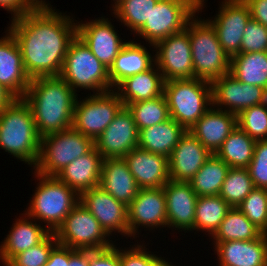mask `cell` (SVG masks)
Returning a JSON list of instances; mask_svg holds the SVG:
<instances>
[{
	"label": "cell",
	"instance_id": "6da1fadb",
	"mask_svg": "<svg viewBox=\"0 0 267 266\" xmlns=\"http://www.w3.org/2000/svg\"><path fill=\"white\" fill-rule=\"evenodd\" d=\"M64 14L44 0L34 10L11 19L7 29L17 40L30 79L60 75L69 45L77 35V20Z\"/></svg>",
	"mask_w": 267,
	"mask_h": 266
},
{
	"label": "cell",
	"instance_id": "7a4b0ae2",
	"mask_svg": "<svg viewBox=\"0 0 267 266\" xmlns=\"http://www.w3.org/2000/svg\"><path fill=\"white\" fill-rule=\"evenodd\" d=\"M77 95L60 75L31 79L23 99L40 137L72 128Z\"/></svg>",
	"mask_w": 267,
	"mask_h": 266
},
{
	"label": "cell",
	"instance_id": "3957f363",
	"mask_svg": "<svg viewBox=\"0 0 267 266\" xmlns=\"http://www.w3.org/2000/svg\"><path fill=\"white\" fill-rule=\"evenodd\" d=\"M0 148L34 167L40 151V136L30 106L16 98L0 112Z\"/></svg>",
	"mask_w": 267,
	"mask_h": 266
},
{
	"label": "cell",
	"instance_id": "277c9868",
	"mask_svg": "<svg viewBox=\"0 0 267 266\" xmlns=\"http://www.w3.org/2000/svg\"><path fill=\"white\" fill-rule=\"evenodd\" d=\"M40 182L30 198L25 214L36 221L44 222L50 233L64 222L72 209L80 202V195L56 176H44L34 172Z\"/></svg>",
	"mask_w": 267,
	"mask_h": 266
},
{
	"label": "cell",
	"instance_id": "5b68a950",
	"mask_svg": "<svg viewBox=\"0 0 267 266\" xmlns=\"http://www.w3.org/2000/svg\"><path fill=\"white\" fill-rule=\"evenodd\" d=\"M163 95L170 117L187 131L212 106L211 83L195 77L165 81Z\"/></svg>",
	"mask_w": 267,
	"mask_h": 266
},
{
	"label": "cell",
	"instance_id": "8992f818",
	"mask_svg": "<svg viewBox=\"0 0 267 266\" xmlns=\"http://www.w3.org/2000/svg\"><path fill=\"white\" fill-rule=\"evenodd\" d=\"M189 37L195 78L212 83L230 72V57L208 20L198 19L194 15L189 20Z\"/></svg>",
	"mask_w": 267,
	"mask_h": 266
},
{
	"label": "cell",
	"instance_id": "52a82bcc",
	"mask_svg": "<svg viewBox=\"0 0 267 266\" xmlns=\"http://www.w3.org/2000/svg\"><path fill=\"white\" fill-rule=\"evenodd\" d=\"M60 76L75 92H78L79 88L93 90V93L113 89L109 79V69L94 56L77 35L69 45Z\"/></svg>",
	"mask_w": 267,
	"mask_h": 266
},
{
	"label": "cell",
	"instance_id": "ba28073f",
	"mask_svg": "<svg viewBox=\"0 0 267 266\" xmlns=\"http://www.w3.org/2000/svg\"><path fill=\"white\" fill-rule=\"evenodd\" d=\"M94 147L93 139L73 128L42 136L33 170L40 175L56 176L74 159L89 153Z\"/></svg>",
	"mask_w": 267,
	"mask_h": 266
},
{
	"label": "cell",
	"instance_id": "9c48e42d",
	"mask_svg": "<svg viewBox=\"0 0 267 266\" xmlns=\"http://www.w3.org/2000/svg\"><path fill=\"white\" fill-rule=\"evenodd\" d=\"M204 1L206 0H158L149 19L136 35L154 47L171 34L184 30L188 21L202 12L206 6Z\"/></svg>",
	"mask_w": 267,
	"mask_h": 266
},
{
	"label": "cell",
	"instance_id": "30bf717a",
	"mask_svg": "<svg viewBox=\"0 0 267 266\" xmlns=\"http://www.w3.org/2000/svg\"><path fill=\"white\" fill-rule=\"evenodd\" d=\"M78 99L75 101L72 128L94 141L124 107L114 89Z\"/></svg>",
	"mask_w": 267,
	"mask_h": 266
},
{
	"label": "cell",
	"instance_id": "8fae6325",
	"mask_svg": "<svg viewBox=\"0 0 267 266\" xmlns=\"http://www.w3.org/2000/svg\"><path fill=\"white\" fill-rule=\"evenodd\" d=\"M59 244L79 250H103L114 245L98 220L78 203L55 231Z\"/></svg>",
	"mask_w": 267,
	"mask_h": 266
},
{
	"label": "cell",
	"instance_id": "7c38bea8",
	"mask_svg": "<svg viewBox=\"0 0 267 266\" xmlns=\"http://www.w3.org/2000/svg\"><path fill=\"white\" fill-rule=\"evenodd\" d=\"M152 48L156 51L155 64L164 81L194 78L189 21L184 30L171 34Z\"/></svg>",
	"mask_w": 267,
	"mask_h": 266
},
{
	"label": "cell",
	"instance_id": "4fadbf2b",
	"mask_svg": "<svg viewBox=\"0 0 267 266\" xmlns=\"http://www.w3.org/2000/svg\"><path fill=\"white\" fill-rule=\"evenodd\" d=\"M211 85L212 105L234 115H239L251 106L267 102L265 88L239 82L230 73L215 79Z\"/></svg>",
	"mask_w": 267,
	"mask_h": 266
},
{
	"label": "cell",
	"instance_id": "5bb4252c",
	"mask_svg": "<svg viewBox=\"0 0 267 266\" xmlns=\"http://www.w3.org/2000/svg\"><path fill=\"white\" fill-rule=\"evenodd\" d=\"M221 3L215 18L207 20L215 28L225 53L232 58L240 54L244 28L251 15L249 6L244 0H223Z\"/></svg>",
	"mask_w": 267,
	"mask_h": 266
},
{
	"label": "cell",
	"instance_id": "9a60e30c",
	"mask_svg": "<svg viewBox=\"0 0 267 266\" xmlns=\"http://www.w3.org/2000/svg\"><path fill=\"white\" fill-rule=\"evenodd\" d=\"M100 223L110 236L120 233L128 236V206L117 201L100 186L80 194V202Z\"/></svg>",
	"mask_w": 267,
	"mask_h": 266
},
{
	"label": "cell",
	"instance_id": "2e32d148",
	"mask_svg": "<svg viewBox=\"0 0 267 266\" xmlns=\"http://www.w3.org/2000/svg\"><path fill=\"white\" fill-rule=\"evenodd\" d=\"M139 226L152 229L167 227V207L162 188L139 189L128 205V237L139 234ZM138 232V234H137Z\"/></svg>",
	"mask_w": 267,
	"mask_h": 266
},
{
	"label": "cell",
	"instance_id": "e0dca14e",
	"mask_svg": "<svg viewBox=\"0 0 267 266\" xmlns=\"http://www.w3.org/2000/svg\"><path fill=\"white\" fill-rule=\"evenodd\" d=\"M77 22V36L88 46L94 56L108 69L127 42L119 37L114 26L105 17Z\"/></svg>",
	"mask_w": 267,
	"mask_h": 266
},
{
	"label": "cell",
	"instance_id": "ac0fdd59",
	"mask_svg": "<svg viewBox=\"0 0 267 266\" xmlns=\"http://www.w3.org/2000/svg\"><path fill=\"white\" fill-rule=\"evenodd\" d=\"M138 135L139 131L132 114L124 106L94 141V145L104 159L124 158L138 147Z\"/></svg>",
	"mask_w": 267,
	"mask_h": 266
},
{
	"label": "cell",
	"instance_id": "d6986e66",
	"mask_svg": "<svg viewBox=\"0 0 267 266\" xmlns=\"http://www.w3.org/2000/svg\"><path fill=\"white\" fill-rule=\"evenodd\" d=\"M211 155L200 141L186 130L168 158L170 180L189 182Z\"/></svg>",
	"mask_w": 267,
	"mask_h": 266
},
{
	"label": "cell",
	"instance_id": "ffe728a7",
	"mask_svg": "<svg viewBox=\"0 0 267 266\" xmlns=\"http://www.w3.org/2000/svg\"><path fill=\"white\" fill-rule=\"evenodd\" d=\"M167 207V227L181 231L195 230L197 194L189 182L169 180L163 187ZM187 230V231H186Z\"/></svg>",
	"mask_w": 267,
	"mask_h": 266
},
{
	"label": "cell",
	"instance_id": "44dd1931",
	"mask_svg": "<svg viewBox=\"0 0 267 266\" xmlns=\"http://www.w3.org/2000/svg\"><path fill=\"white\" fill-rule=\"evenodd\" d=\"M0 38V84L16 98H23L30 84L20 47L12 33L7 29Z\"/></svg>",
	"mask_w": 267,
	"mask_h": 266
},
{
	"label": "cell",
	"instance_id": "7402d4cb",
	"mask_svg": "<svg viewBox=\"0 0 267 266\" xmlns=\"http://www.w3.org/2000/svg\"><path fill=\"white\" fill-rule=\"evenodd\" d=\"M124 159L140 189L162 188L170 180L168 158L163 155L136 147Z\"/></svg>",
	"mask_w": 267,
	"mask_h": 266
},
{
	"label": "cell",
	"instance_id": "603a6c76",
	"mask_svg": "<svg viewBox=\"0 0 267 266\" xmlns=\"http://www.w3.org/2000/svg\"><path fill=\"white\" fill-rule=\"evenodd\" d=\"M237 127V115L215 108L213 105L191 127V132L211 153L216 154L223 141Z\"/></svg>",
	"mask_w": 267,
	"mask_h": 266
},
{
	"label": "cell",
	"instance_id": "cb8c5ba5",
	"mask_svg": "<svg viewBox=\"0 0 267 266\" xmlns=\"http://www.w3.org/2000/svg\"><path fill=\"white\" fill-rule=\"evenodd\" d=\"M219 266H267V234L246 241L218 242L214 248Z\"/></svg>",
	"mask_w": 267,
	"mask_h": 266
},
{
	"label": "cell",
	"instance_id": "d4e9b609",
	"mask_svg": "<svg viewBox=\"0 0 267 266\" xmlns=\"http://www.w3.org/2000/svg\"><path fill=\"white\" fill-rule=\"evenodd\" d=\"M15 219L7 237L0 245V260L5 266L15 255L41 243L50 232L25 213ZM24 215V216H23ZM35 223H34V222Z\"/></svg>",
	"mask_w": 267,
	"mask_h": 266
},
{
	"label": "cell",
	"instance_id": "484cf974",
	"mask_svg": "<svg viewBox=\"0 0 267 266\" xmlns=\"http://www.w3.org/2000/svg\"><path fill=\"white\" fill-rule=\"evenodd\" d=\"M103 161L94 147L89 153L74 159L56 177L80 195L100 185Z\"/></svg>",
	"mask_w": 267,
	"mask_h": 266
},
{
	"label": "cell",
	"instance_id": "4316f807",
	"mask_svg": "<svg viewBox=\"0 0 267 266\" xmlns=\"http://www.w3.org/2000/svg\"><path fill=\"white\" fill-rule=\"evenodd\" d=\"M99 186L127 206L140 189L124 158L104 159Z\"/></svg>",
	"mask_w": 267,
	"mask_h": 266
},
{
	"label": "cell",
	"instance_id": "83f0119b",
	"mask_svg": "<svg viewBox=\"0 0 267 266\" xmlns=\"http://www.w3.org/2000/svg\"><path fill=\"white\" fill-rule=\"evenodd\" d=\"M164 79L156 64L121 81L114 90L124 106L163 95Z\"/></svg>",
	"mask_w": 267,
	"mask_h": 266
},
{
	"label": "cell",
	"instance_id": "f1b7e54d",
	"mask_svg": "<svg viewBox=\"0 0 267 266\" xmlns=\"http://www.w3.org/2000/svg\"><path fill=\"white\" fill-rule=\"evenodd\" d=\"M155 64V55L135 41H128L118 53L109 69V79L113 89L127 77L147 71Z\"/></svg>",
	"mask_w": 267,
	"mask_h": 266
},
{
	"label": "cell",
	"instance_id": "f546056e",
	"mask_svg": "<svg viewBox=\"0 0 267 266\" xmlns=\"http://www.w3.org/2000/svg\"><path fill=\"white\" fill-rule=\"evenodd\" d=\"M185 132L186 130L178 122L170 118L162 123L139 130L138 147L169 158Z\"/></svg>",
	"mask_w": 267,
	"mask_h": 266
},
{
	"label": "cell",
	"instance_id": "4dcf8cb0",
	"mask_svg": "<svg viewBox=\"0 0 267 266\" xmlns=\"http://www.w3.org/2000/svg\"><path fill=\"white\" fill-rule=\"evenodd\" d=\"M239 82L267 90V51L237 54L230 58V72Z\"/></svg>",
	"mask_w": 267,
	"mask_h": 266
},
{
	"label": "cell",
	"instance_id": "1f68e13d",
	"mask_svg": "<svg viewBox=\"0 0 267 266\" xmlns=\"http://www.w3.org/2000/svg\"><path fill=\"white\" fill-rule=\"evenodd\" d=\"M229 169L223 160L212 154L189 183L198 197L219 195Z\"/></svg>",
	"mask_w": 267,
	"mask_h": 266
},
{
	"label": "cell",
	"instance_id": "d6a6232c",
	"mask_svg": "<svg viewBox=\"0 0 267 266\" xmlns=\"http://www.w3.org/2000/svg\"><path fill=\"white\" fill-rule=\"evenodd\" d=\"M262 234L263 232L249 221L238 208L231 207L212 238L215 246L218 242L257 239Z\"/></svg>",
	"mask_w": 267,
	"mask_h": 266
},
{
	"label": "cell",
	"instance_id": "836d02e7",
	"mask_svg": "<svg viewBox=\"0 0 267 266\" xmlns=\"http://www.w3.org/2000/svg\"><path fill=\"white\" fill-rule=\"evenodd\" d=\"M256 141L238 125L223 141L216 155L229 167L247 168L252 161Z\"/></svg>",
	"mask_w": 267,
	"mask_h": 266
},
{
	"label": "cell",
	"instance_id": "e575fe53",
	"mask_svg": "<svg viewBox=\"0 0 267 266\" xmlns=\"http://www.w3.org/2000/svg\"><path fill=\"white\" fill-rule=\"evenodd\" d=\"M231 206L219 195L200 196L195 206V231L208 232L211 237L219 228Z\"/></svg>",
	"mask_w": 267,
	"mask_h": 266
},
{
	"label": "cell",
	"instance_id": "d590c367",
	"mask_svg": "<svg viewBox=\"0 0 267 266\" xmlns=\"http://www.w3.org/2000/svg\"><path fill=\"white\" fill-rule=\"evenodd\" d=\"M132 114L138 131L170 119V112L164 95L125 105Z\"/></svg>",
	"mask_w": 267,
	"mask_h": 266
},
{
	"label": "cell",
	"instance_id": "8d00e7d4",
	"mask_svg": "<svg viewBox=\"0 0 267 266\" xmlns=\"http://www.w3.org/2000/svg\"><path fill=\"white\" fill-rule=\"evenodd\" d=\"M158 0H120L111 9L124 26L135 34L145 25Z\"/></svg>",
	"mask_w": 267,
	"mask_h": 266
},
{
	"label": "cell",
	"instance_id": "74e56055",
	"mask_svg": "<svg viewBox=\"0 0 267 266\" xmlns=\"http://www.w3.org/2000/svg\"><path fill=\"white\" fill-rule=\"evenodd\" d=\"M255 188L247 168L230 167L219 196L231 207H238Z\"/></svg>",
	"mask_w": 267,
	"mask_h": 266
},
{
	"label": "cell",
	"instance_id": "f35d334b",
	"mask_svg": "<svg viewBox=\"0 0 267 266\" xmlns=\"http://www.w3.org/2000/svg\"><path fill=\"white\" fill-rule=\"evenodd\" d=\"M237 125L255 141L267 139V102L242 111Z\"/></svg>",
	"mask_w": 267,
	"mask_h": 266
},
{
	"label": "cell",
	"instance_id": "ab89813d",
	"mask_svg": "<svg viewBox=\"0 0 267 266\" xmlns=\"http://www.w3.org/2000/svg\"><path fill=\"white\" fill-rule=\"evenodd\" d=\"M259 230L267 234V191L254 188L237 207Z\"/></svg>",
	"mask_w": 267,
	"mask_h": 266
},
{
	"label": "cell",
	"instance_id": "60d3db41",
	"mask_svg": "<svg viewBox=\"0 0 267 266\" xmlns=\"http://www.w3.org/2000/svg\"><path fill=\"white\" fill-rule=\"evenodd\" d=\"M57 243L55 233H50L38 245L15 255L5 266H44Z\"/></svg>",
	"mask_w": 267,
	"mask_h": 266
},
{
	"label": "cell",
	"instance_id": "b9f144b4",
	"mask_svg": "<svg viewBox=\"0 0 267 266\" xmlns=\"http://www.w3.org/2000/svg\"><path fill=\"white\" fill-rule=\"evenodd\" d=\"M144 243L137 242V245L127 249H119L120 266H174L164 258L147 251ZM171 263V264H170Z\"/></svg>",
	"mask_w": 267,
	"mask_h": 266
},
{
	"label": "cell",
	"instance_id": "7bdbcfd3",
	"mask_svg": "<svg viewBox=\"0 0 267 266\" xmlns=\"http://www.w3.org/2000/svg\"><path fill=\"white\" fill-rule=\"evenodd\" d=\"M267 51V27L252 18L244 28L240 54Z\"/></svg>",
	"mask_w": 267,
	"mask_h": 266
},
{
	"label": "cell",
	"instance_id": "ee69618b",
	"mask_svg": "<svg viewBox=\"0 0 267 266\" xmlns=\"http://www.w3.org/2000/svg\"><path fill=\"white\" fill-rule=\"evenodd\" d=\"M247 169L255 188L267 189V139L256 141Z\"/></svg>",
	"mask_w": 267,
	"mask_h": 266
},
{
	"label": "cell",
	"instance_id": "f6af8a7d",
	"mask_svg": "<svg viewBox=\"0 0 267 266\" xmlns=\"http://www.w3.org/2000/svg\"><path fill=\"white\" fill-rule=\"evenodd\" d=\"M89 250V266H120L119 247Z\"/></svg>",
	"mask_w": 267,
	"mask_h": 266
},
{
	"label": "cell",
	"instance_id": "bcb514c9",
	"mask_svg": "<svg viewBox=\"0 0 267 266\" xmlns=\"http://www.w3.org/2000/svg\"><path fill=\"white\" fill-rule=\"evenodd\" d=\"M44 0H0V7L11 12L12 19L37 8Z\"/></svg>",
	"mask_w": 267,
	"mask_h": 266
},
{
	"label": "cell",
	"instance_id": "7dc6e473",
	"mask_svg": "<svg viewBox=\"0 0 267 266\" xmlns=\"http://www.w3.org/2000/svg\"><path fill=\"white\" fill-rule=\"evenodd\" d=\"M70 259V247L57 243L49 254L44 266H68Z\"/></svg>",
	"mask_w": 267,
	"mask_h": 266
},
{
	"label": "cell",
	"instance_id": "c3c4849f",
	"mask_svg": "<svg viewBox=\"0 0 267 266\" xmlns=\"http://www.w3.org/2000/svg\"><path fill=\"white\" fill-rule=\"evenodd\" d=\"M249 6L251 18L267 27V0H244Z\"/></svg>",
	"mask_w": 267,
	"mask_h": 266
},
{
	"label": "cell",
	"instance_id": "681fc988",
	"mask_svg": "<svg viewBox=\"0 0 267 266\" xmlns=\"http://www.w3.org/2000/svg\"><path fill=\"white\" fill-rule=\"evenodd\" d=\"M68 266H89V250L70 248V259Z\"/></svg>",
	"mask_w": 267,
	"mask_h": 266
},
{
	"label": "cell",
	"instance_id": "f907efd6",
	"mask_svg": "<svg viewBox=\"0 0 267 266\" xmlns=\"http://www.w3.org/2000/svg\"><path fill=\"white\" fill-rule=\"evenodd\" d=\"M16 97L0 84V112L9 104H11Z\"/></svg>",
	"mask_w": 267,
	"mask_h": 266
},
{
	"label": "cell",
	"instance_id": "816d5d0a",
	"mask_svg": "<svg viewBox=\"0 0 267 266\" xmlns=\"http://www.w3.org/2000/svg\"><path fill=\"white\" fill-rule=\"evenodd\" d=\"M114 1V3H113V5H112V7L115 5V4H117L120 0H113Z\"/></svg>",
	"mask_w": 267,
	"mask_h": 266
}]
</instances>
